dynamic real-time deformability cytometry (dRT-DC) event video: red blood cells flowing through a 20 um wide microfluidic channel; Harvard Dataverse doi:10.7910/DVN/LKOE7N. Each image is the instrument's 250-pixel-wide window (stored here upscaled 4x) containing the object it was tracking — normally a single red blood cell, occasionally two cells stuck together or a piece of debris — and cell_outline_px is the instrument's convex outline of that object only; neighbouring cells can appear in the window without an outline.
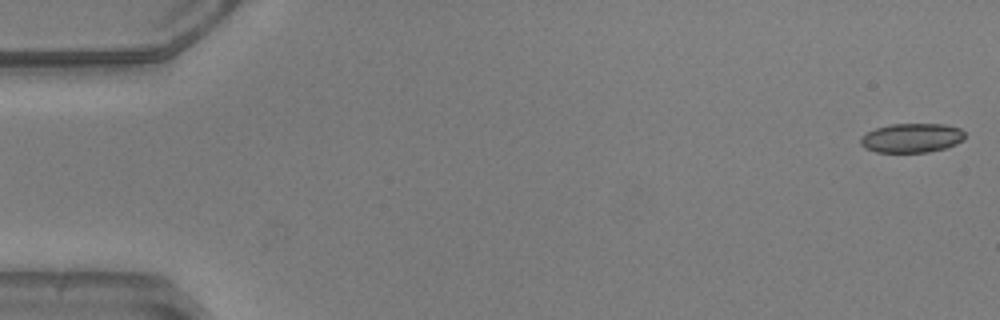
{"species": "common noctule bat (a hibernating species)", "species_latin": "Nyctalus noctula", "temperature_condition": "warm", "stored_images_in_passage": 52, "camera_frame_rate_fps": 3000, "um_per_image_px": 0.085, "animal": {"sex": "male", "body_mass_g": 20.5, "forearm_length_mm": 52.5}, "frame": {"image": 1, "passage_image": 1, "time_ms": 0.0, "image_size_px": [1000, 320], "cell_outline_px": [[964, 140], [948, 148], [928, 152], [876, 152], [864, 148], [860, 144], [860, 136], [876, 128], [892, 124], [944, 124], [960, 128], [964, 132]], "centroid_in_image_um": [77.5, 11.73], "position_along_channel_um": 7.5, "area_um2": 17.92}}
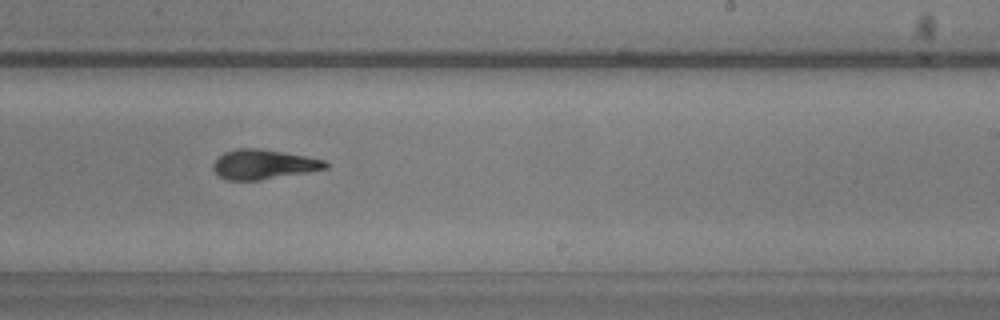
{"frame": {"image": 2, "passage_image": 32, "time_ms": 10.333, "image_size_px": [1000, 320], "cell_outline_px": [[328, 168], [308, 172], [260, 180], [228, 180], [220, 176], [212, 168], [212, 164], [224, 152], [236, 148], [260, 148], [328, 160]], "centroid_in_image_um": [22.42, 13.96], "position_along_channel_um": 266.6, "area_um2": 19.42}}
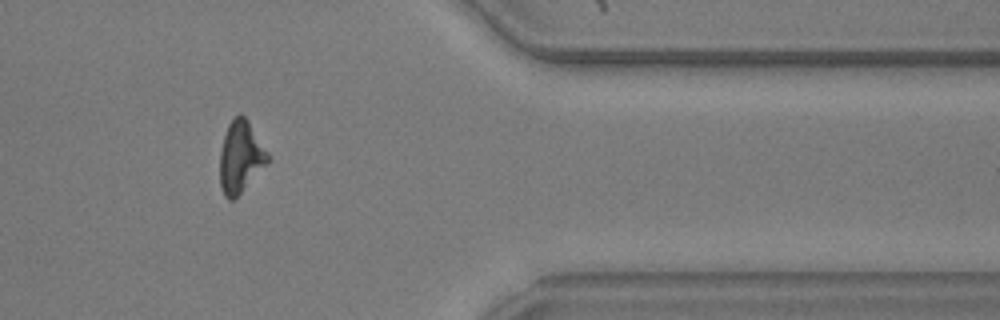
{"frame": {"image": 3, "passage_image": 43, "time_ms": 14.0, "image_size_px": [1000, 320], "cell_outline_px": [[272, 160], [232, 200], [228, 200], [224, 196], [220, 184], [220, 152], [224, 136], [228, 124], [240, 112], [248, 120], [268, 152]], "centroid_in_image_um": [20.47, 13.33], "position_along_channel_um": 390.9, "area_um2": 20.0}, "authors_computed_cell_mechanics": {"area_um2": 19.363, "velocity_mm_per_s": 3.9425, "shape_relaxation_time_tau1_ms": 3.4576, "shape_relaxation_time_tau2_ms": 2.7415, "deformation_change_tau1": 0.1567, "deformation_change_tau2": 0.1234}}